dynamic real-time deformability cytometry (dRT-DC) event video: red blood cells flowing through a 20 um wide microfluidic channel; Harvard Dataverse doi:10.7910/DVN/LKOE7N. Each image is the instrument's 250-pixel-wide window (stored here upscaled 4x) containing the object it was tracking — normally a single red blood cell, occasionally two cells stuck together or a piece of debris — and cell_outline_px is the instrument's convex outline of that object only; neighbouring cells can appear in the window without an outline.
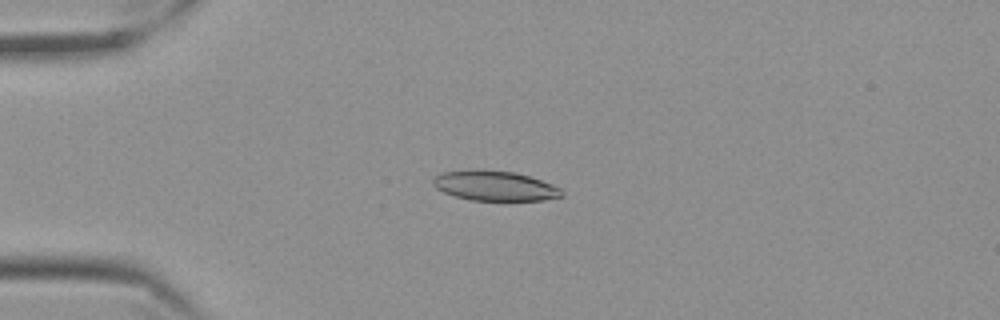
{"species": "Egyptian fruit bat (a non-hibernating species)", "species_latin": "Rousettus aegyptiacus", "temperature_condition": "cold", "stored_images_in_passage": 57, "camera_frame_rate_fps": 3000, "um_per_image_px": 0.085, "frame": {"image": 1, "passage_image": 14, "time_ms": 4.333, "image_size_px": [1000, 320], "cell_outline_px": [[564, 196], [544, 200], [472, 200], [456, 196], [444, 192], [436, 188], [432, 184], [432, 180], [436, 176], [444, 172], [512, 172], [528, 176], [552, 184], [560, 188], [564, 192]], "centroid_in_image_um": [42.12, 15.84], "position_along_channel_um": 42.9, "area_um2": 21.44}}
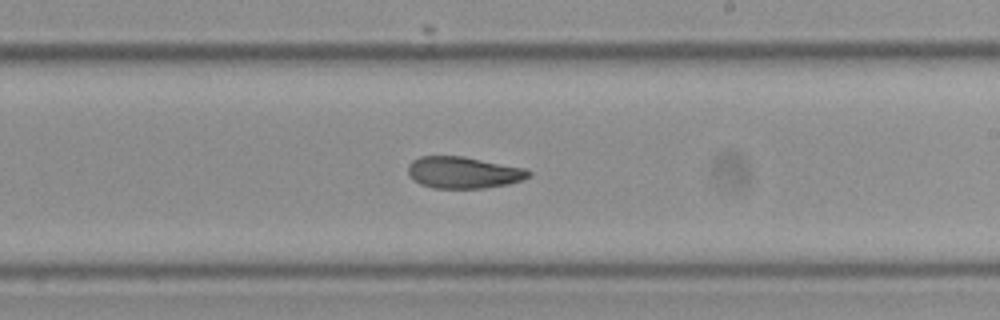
{"frame": {"image": 2, "passage_image": 34, "time_ms": 11.0, "image_size_px": [1000, 320], "cell_outline_px": [[532, 172], [524, 180], [508, 184], [484, 188], [432, 188], [420, 184], [408, 172], [408, 164], [412, 160], [420, 156], [464, 156], [524, 168]], "centroid_in_image_um": [39.4, 14.66], "position_along_channel_um": 249.6, "area_um2": 22.2}}
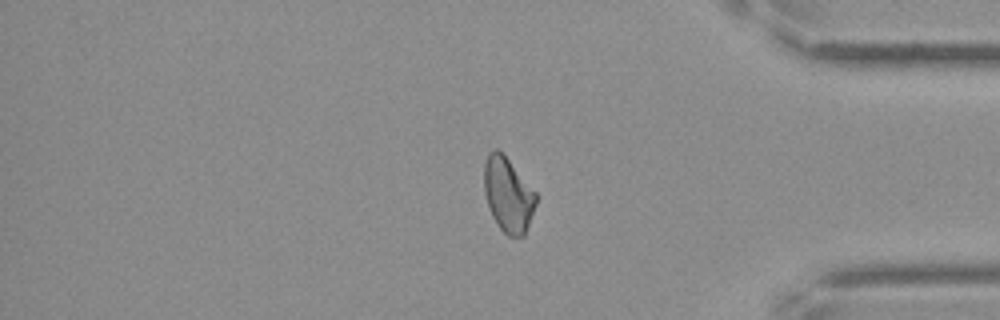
{"frame": {"image": 3, "passage_image": 48, "time_ms": 15.667, "image_size_px": [1000, 320], "cell_outline_px": [[536, 204], [524, 236], [508, 236], [496, 224], [488, 208], [484, 192], [484, 164], [488, 152], [492, 148], [496, 148], [508, 160], [536, 192]], "centroid_in_image_um": [43.16, 16.56], "position_along_channel_um": 392.0, "area_um2": 22.43}, "authors_computed_cell_mechanics": {"area_um2": 22.7732, "velocity_mm_per_s": 3.4897, "shape_relaxation_time_tau1_ms": null, "shape_relaxation_time_tau2_ms": 4.8951, "deformation_change_tau1": null, "deformation_change_tau2": 0.1077}}